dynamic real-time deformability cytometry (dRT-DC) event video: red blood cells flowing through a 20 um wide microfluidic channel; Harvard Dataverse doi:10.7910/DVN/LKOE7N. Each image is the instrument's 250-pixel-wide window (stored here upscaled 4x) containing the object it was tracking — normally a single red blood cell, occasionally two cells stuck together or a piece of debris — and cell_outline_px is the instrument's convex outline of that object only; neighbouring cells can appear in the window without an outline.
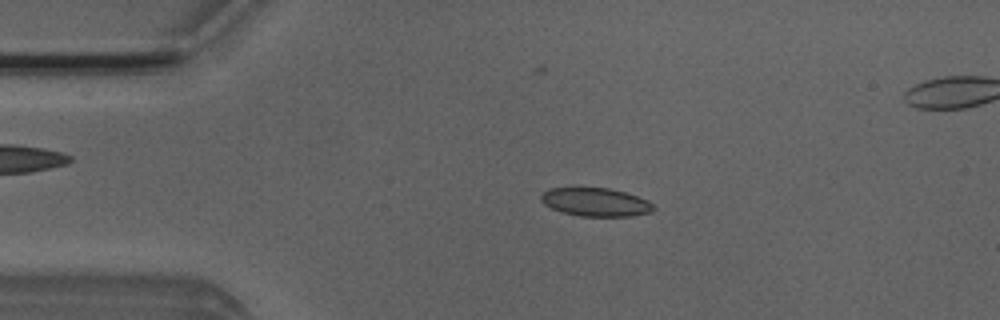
{"species": "Egyptian fruit bat (a non-hibernating species)", "species_latin": "Rousettus aegyptiacus", "temperature_condition": "room temperature", "stored_images_in_passage": 52, "segment_of_instrument_passage": [1, 2], "camera_frame_rate_fps": 3000, "um_per_image_px": 0.085, "animal": {"sex": "male"}, "frame": {"image": 1, "passage_image": 10, "time_ms": 3.0, "image_size_px": [1000, 320], "cell_outline_px": [[656, 208], [652, 212], [632, 216], [580, 216], [560, 212], [544, 204], [540, 200], [540, 196], [548, 188], [608, 188], [624, 192], [636, 196], [652, 204]], "centroid_in_image_um": [50.6, 17.19], "position_along_channel_um": 34.4, "area_um2": 18.5}}
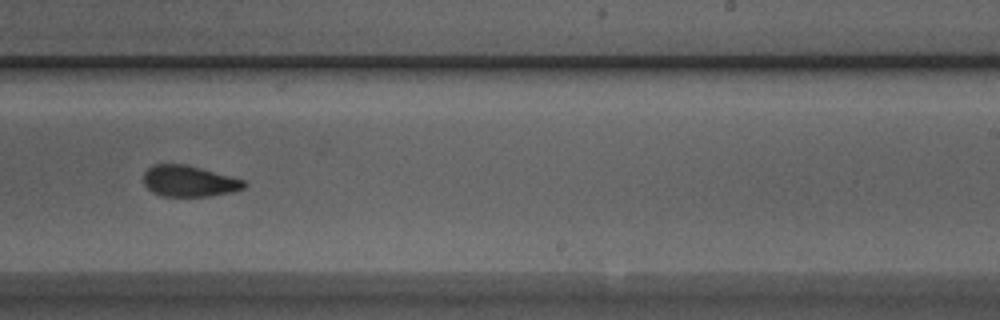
{"frame": {"image": 2, "passage_image": 31, "time_ms": 10.0, "image_size_px": [1000, 320], "cell_outline_px": [[248, 184], [244, 188], [232, 192], [208, 196], [160, 196], [152, 192], [144, 184], [144, 172], [152, 164], [184, 164], [200, 168], [244, 180]], "centroid_in_image_um": [16.05, 15.4], "position_along_channel_um": 272.9, "area_um2": 18.15}}
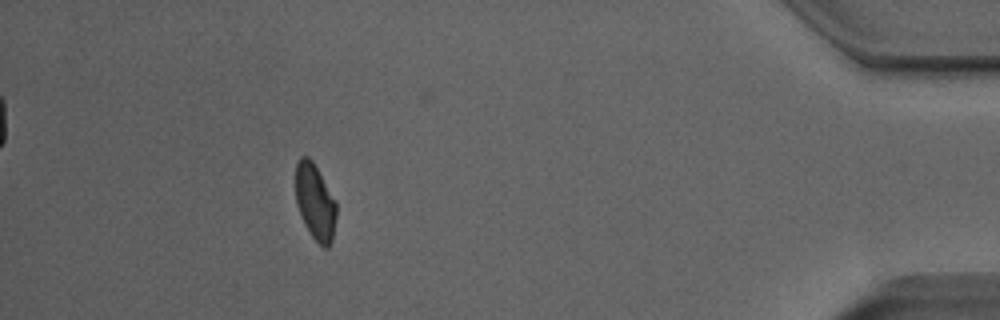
{"frame": {"image": 3, "passage_image": 46, "time_ms": 15.0, "image_size_px": [1000, 320], "cell_outline_px": [[336, 216], [332, 240], [328, 248], [324, 248], [312, 236], [304, 224], [300, 216], [296, 204], [296, 164], [300, 156], [308, 156], [312, 160], [336, 200]], "centroid_in_image_um": [26.78, 17.16], "position_along_channel_um": 408.4, "area_um2": 18.09}}